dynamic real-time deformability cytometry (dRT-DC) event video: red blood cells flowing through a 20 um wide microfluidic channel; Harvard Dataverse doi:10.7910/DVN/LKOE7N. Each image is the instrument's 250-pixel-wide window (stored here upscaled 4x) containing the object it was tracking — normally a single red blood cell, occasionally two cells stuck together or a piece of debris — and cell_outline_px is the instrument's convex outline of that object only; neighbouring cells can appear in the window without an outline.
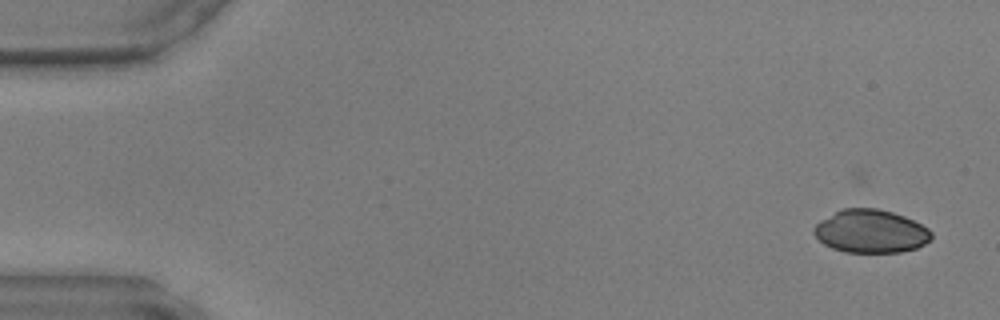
{"species": "common noctule bat (a hibernating species)", "species_latin": "Nyctalus noctula", "temperature_condition": "warm", "stored_images_in_passage": 11, "camera_frame_rate_fps": 3000, "um_per_image_px": 0.085, "animal": {"sex": "male", "body_mass_g": 17.9, "forearm_length_mm": 54.2}, "frame": {"image": 1, "passage_image": 1, "time_ms": 0.0, "image_size_px": [1000, 320], "cell_outline_px": [[932, 240], [916, 248], [900, 252], [844, 252], [832, 248], [824, 244], [812, 232], [812, 228], [820, 220], [840, 208], [876, 208], [892, 212], [904, 216], [928, 228], [932, 232]], "centroid_in_image_um": [73.99, 19.65], "position_along_channel_um": 11.0, "area_um2": 29.65}}